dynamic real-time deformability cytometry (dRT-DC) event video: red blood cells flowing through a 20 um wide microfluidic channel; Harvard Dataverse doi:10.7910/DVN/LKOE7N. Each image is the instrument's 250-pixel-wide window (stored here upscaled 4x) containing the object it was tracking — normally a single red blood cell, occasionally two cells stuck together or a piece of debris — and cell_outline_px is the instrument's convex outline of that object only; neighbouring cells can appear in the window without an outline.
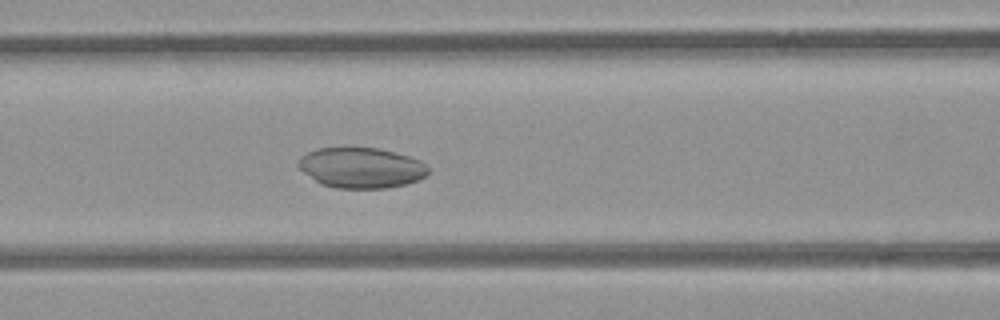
{"species": "common noctule bat (a hibernating species)", "species_latin": "Nyctalus noctula", "temperature_condition": "room temperature", "stored_images_in_passage": 44, "camera_frame_rate_fps": 3000, "um_per_image_px": 0.085, "animal": {"sex": "female", "body_mass_g": 21.9}, "frame": {"image": 1, "passage_image": 14, "time_ms": 4.333, "image_size_px": [1000, 320], "cell_outline_px": [[428, 172], [424, 176], [416, 180], [404, 184], [384, 188], [336, 188], [320, 184], [304, 172], [296, 164], [300, 156], [316, 148], [380, 148], [408, 156], [420, 160], [428, 164]], "centroid_in_image_um": [30.68, 14.25], "position_along_channel_um": 135.9, "area_um2": 30.52}}
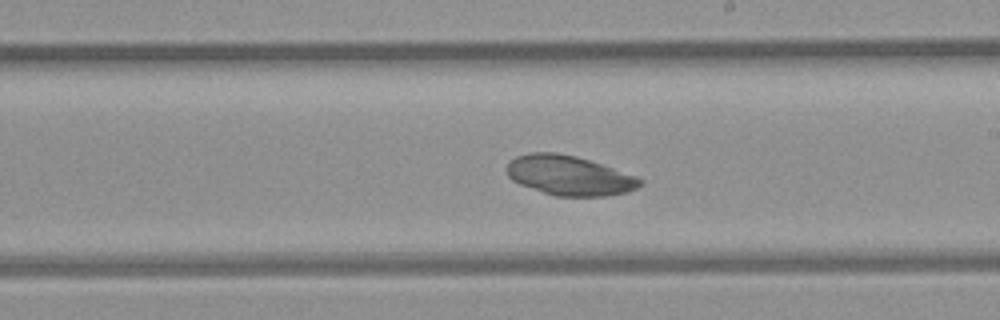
{"frame": {"image": 2, "passage_image": 22, "time_ms": 7.0, "image_size_px": [1000, 320], "cell_outline_px": [[644, 180], [636, 188], [628, 192], [608, 196], [556, 196], [520, 184], [512, 180], [508, 176], [508, 164], [516, 156], [528, 152], [556, 152], [576, 156], [636, 176]], "centroid_in_image_um": [48.39, 14.91], "position_along_channel_um": 240.6, "area_um2": 30.52}}
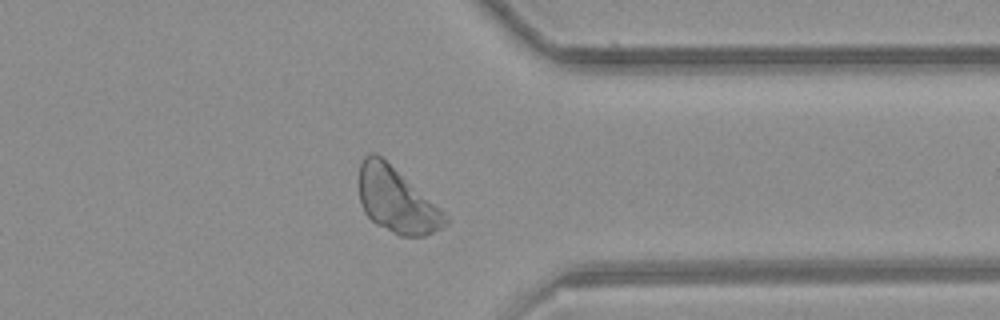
{"frame": {"image": 3, "passage_image": 33, "time_ms": 10.667, "image_size_px": [1000, 320], "cell_outline_px": [[448, 224], [424, 236], [400, 236], [376, 224], [364, 212], [360, 204], [360, 164], [364, 156], [368, 152], [376, 152], [440, 208], [448, 216]], "centroid_in_image_um": [33.69, 17.02], "position_along_channel_um": 377.7, "area_um2": 32.25}}